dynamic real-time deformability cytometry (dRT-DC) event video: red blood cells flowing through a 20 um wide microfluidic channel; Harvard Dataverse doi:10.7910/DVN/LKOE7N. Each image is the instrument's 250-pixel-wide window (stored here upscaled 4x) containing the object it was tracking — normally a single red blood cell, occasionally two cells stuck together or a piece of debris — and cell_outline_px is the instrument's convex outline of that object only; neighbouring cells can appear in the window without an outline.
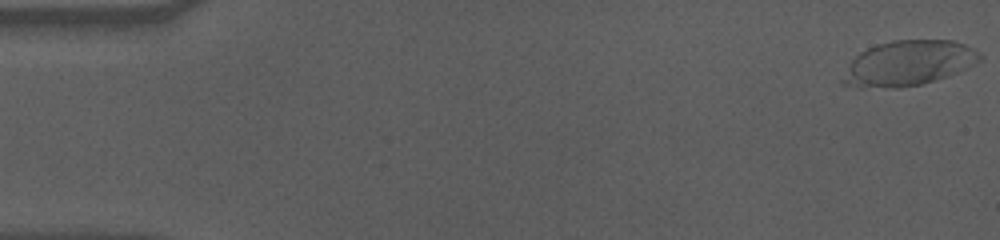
{"species": "human", "species_latin": "Homo sapiens", "temperature_condition": "cold", "stored_images_in_passage": 58, "camera_frame_rate_fps": 3000, "um_per_image_px": 0.085, "donor": {"sex": "male"}, "frame": {"image": 1, "passage_image": 1, "time_ms": 0.0, "image_size_px": [1000, 240], "cell_outline_px": [[984, 56], [980, 60], [968, 68], [948, 76], [920, 84], [900, 88], [892, 88], [840, 84], [840, 80], [852, 60], [860, 52], [868, 48], [892, 40], [952, 40], [964, 44], [980, 52]], "centroid_in_image_um": [77.25, 5.36], "position_along_channel_um": 7.7, "area_um2": 35.72}}
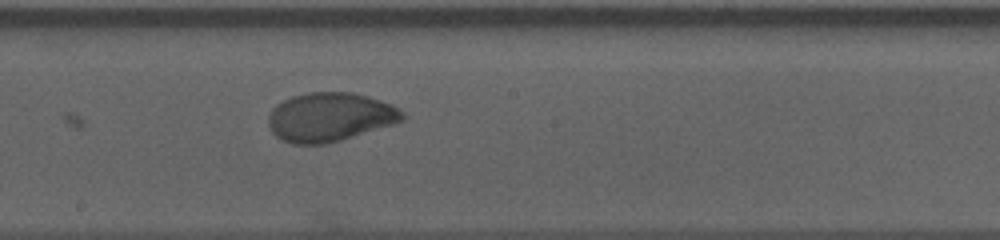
{"frame": {"image": 2, "passage_image": 32, "time_ms": 10.333, "image_size_px": [1000, 240], "cell_outline_px": [[404, 120], [396, 124], [328, 144], [292, 144], [280, 140], [272, 132], [268, 124], [268, 116], [272, 108], [276, 104], [292, 96], [308, 92], [352, 92], [368, 96], [392, 104], [400, 108], [404, 112]], "centroid_in_image_um": [28.06, 9.96], "position_along_channel_um": 220.1, "area_um2": 38.73}}
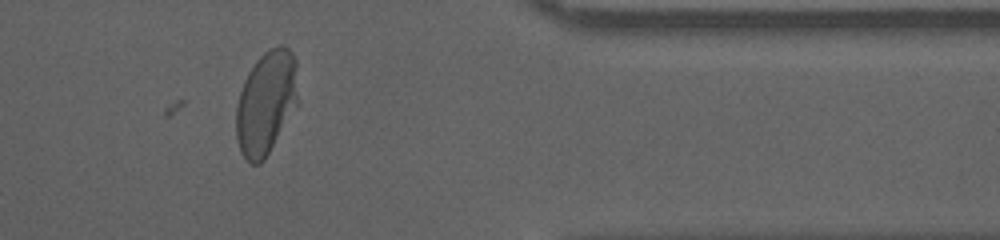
{"frame": {"image": 3, "passage_image": 48, "time_ms": 15.667, "image_size_px": [1000, 240], "cell_outline_px": [[300, 104], [264, 160], [260, 164], [252, 164], [240, 152], [236, 136], [236, 104], [244, 80], [248, 72], [256, 60], [268, 48], [276, 44], [280, 44], [288, 48], [292, 52], [296, 60]], "centroid_in_image_um": [22.66, 8.71], "position_along_channel_um": 388.7, "area_um2": 38.32}, "authors_computed_cell_mechanics": {"area_um2": 37.5989, "velocity_mm_per_s": 3.5218, "shape_relaxation_time_tau1_ms": 4.4257, "shape_relaxation_time_tau2_ms": null, "deformation_change_tau1": 0.1929, "deformation_change_tau2": null}}